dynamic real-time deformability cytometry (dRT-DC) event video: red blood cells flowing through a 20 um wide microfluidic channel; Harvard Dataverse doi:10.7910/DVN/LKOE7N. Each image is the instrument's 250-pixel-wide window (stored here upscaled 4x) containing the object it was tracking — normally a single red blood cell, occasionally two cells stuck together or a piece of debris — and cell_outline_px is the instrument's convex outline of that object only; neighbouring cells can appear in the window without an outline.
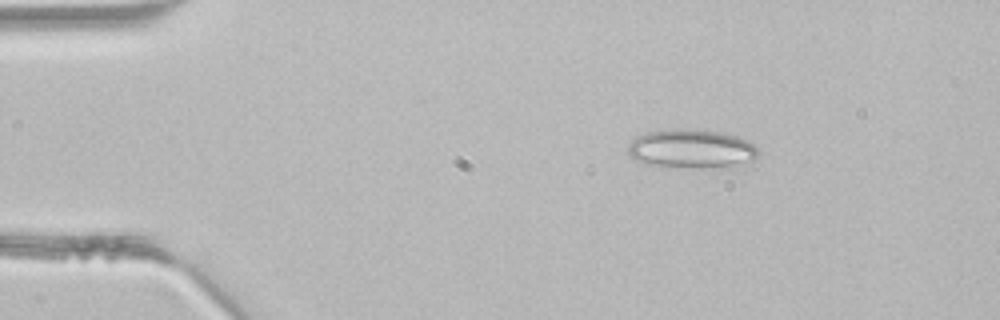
{"species": "common noctule bat (a hibernating species)", "species_latin": "Nyctalus noctula", "temperature_condition": "room temperature", "stored_images_in_passage": 3, "camera_frame_rate_fps": 3000, "um_per_image_px": 0.085, "animal": {"sex": "male", "body_mass_g": 21.5, "forearm_length_mm": 52.0}, "frame": {"image": 1, "passage_image": 1, "time_ms": 0.0, "image_size_px": [1000, 320], "cell_outline_px": [[756, 156], [744, 168], [700, 168], [644, 164], [628, 156], [628, 144], [636, 136], [648, 132], [676, 128], [684, 128], [720, 132], [736, 136], [748, 140], [756, 148]], "centroid_in_image_um": [58.8, 12.67], "position_along_channel_um": 26.2, "area_um2": 30.11}}